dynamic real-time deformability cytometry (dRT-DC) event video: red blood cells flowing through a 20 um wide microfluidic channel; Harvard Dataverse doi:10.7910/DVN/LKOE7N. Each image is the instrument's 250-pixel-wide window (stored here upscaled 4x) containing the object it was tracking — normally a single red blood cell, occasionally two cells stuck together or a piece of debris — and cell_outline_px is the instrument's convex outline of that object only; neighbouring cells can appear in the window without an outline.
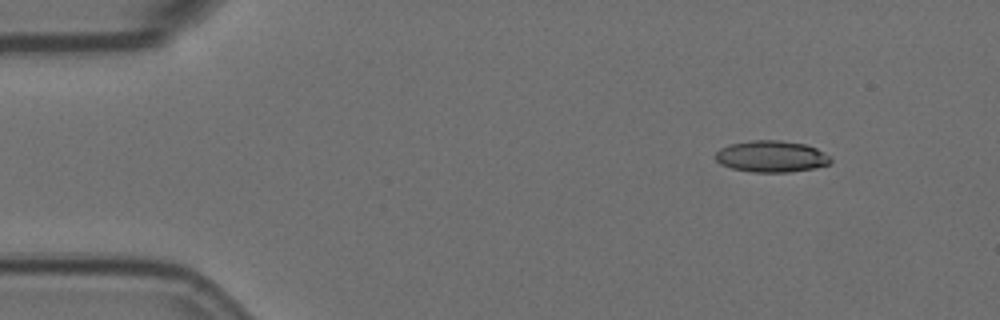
{"species": "Egyptian fruit bat (a non-hibernating species)", "species_latin": "Rousettus aegyptiacus", "temperature_condition": "room temperature", "stored_images_in_passage": 4, "camera_frame_rate_fps": 3000, "um_per_image_px": 0.085, "animal": {"sex": "female"}, "frame": {"image": 1, "passage_image": 1, "time_ms": 0.0, "image_size_px": [1000, 320], "cell_outline_px": [[832, 160], [828, 164], [816, 168], [788, 172], [752, 172], [732, 168], [720, 164], [712, 156], [720, 148], [732, 144], [752, 140], [780, 140], [804, 144], [816, 148], [828, 156]], "centroid_in_image_um": [65.53, 13.3], "position_along_channel_um": 19.5, "area_um2": 21.1}}
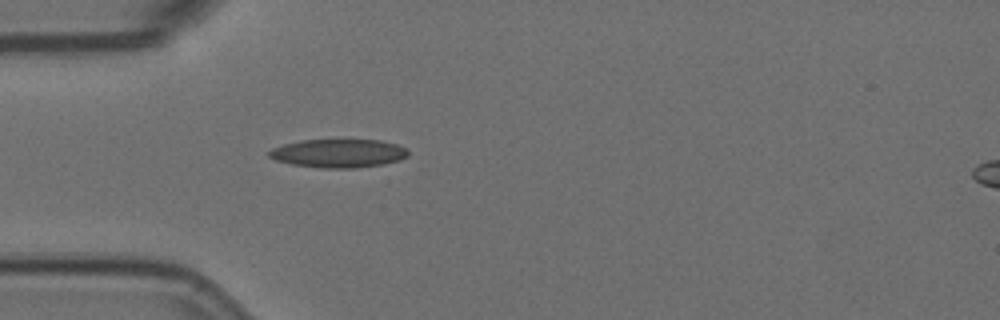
{"frame": {"image": 2, "passage_image": 3, "time_ms": 0.667, "image_size_px": [1000, 320], "cell_outline_px": [[408, 156], [400, 160], [384, 164], [356, 168], [320, 168], [292, 164], [276, 160], [268, 156], [264, 152], [272, 148], [284, 144], [300, 140], [380, 140], [396, 144], [408, 148]], "centroid_in_image_um": [28.76, 13.03], "position_along_channel_um": 56.2, "area_um2": 23.29}}